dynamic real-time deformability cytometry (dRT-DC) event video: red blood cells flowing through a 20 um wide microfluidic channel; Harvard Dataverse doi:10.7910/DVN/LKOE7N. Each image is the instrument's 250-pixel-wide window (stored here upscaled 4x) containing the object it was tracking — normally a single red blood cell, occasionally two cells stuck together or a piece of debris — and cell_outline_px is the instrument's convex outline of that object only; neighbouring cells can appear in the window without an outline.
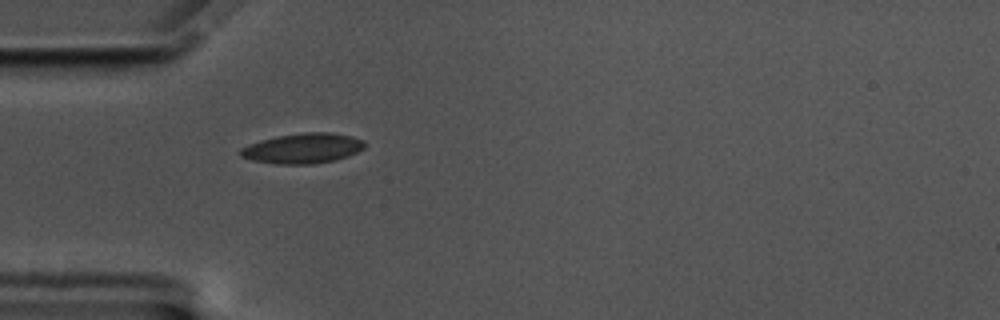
{"species": "common noctule bat (a hibernating species)", "species_latin": "Nyctalus noctula", "temperature_condition": "cold", "stored_images_in_passage": 42, "camera_frame_rate_fps": 3000, "um_per_image_px": 0.085, "animal": {"sex": "male", "body_mass_g": 17.5, "forearm_length_mm": 52.3}, "frame": {"image": 1, "passage_image": 1, "time_ms": 0.0, "image_size_px": [1000, 320], "cell_outline_px": [[364, 148], [348, 156], [336, 160], [312, 164], [280, 164], [252, 160], [240, 156], [240, 148], [248, 144], [260, 140], [276, 136], [304, 132], [332, 132], [352, 136], [364, 140]], "centroid_in_image_um": [25.74, 12.6], "position_along_channel_um": 59.3, "area_um2": 21.91}}
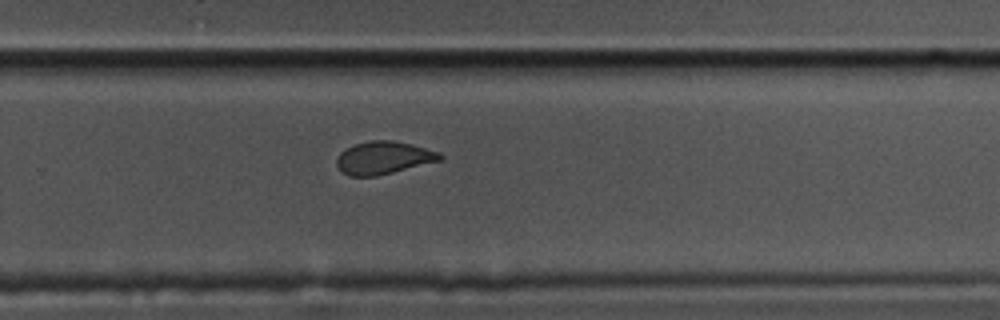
{"frame": {"image": 2, "passage_image": 22, "time_ms": 7.0, "image_size_px": [1000, 320], "cell_outline_px": [[444, 160], [376, 176], [348, 176], [336, 164], [336, 160], [340, 152], [352, 144], [372, 140], [392, 140], [412, 144], [440, 152], [444, 156]], "centroid_in_image_um": [32.64, 13.4], "position_along_channel_um": 297.2, "area_um2": 19.88}}
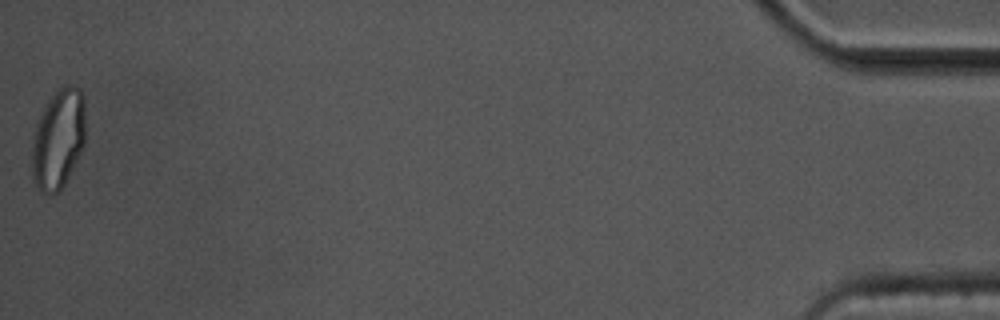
{"frame": {"image": 3, "passage_image": 42, "time_ms": 13.667, "image_size_px": [1000, 320], "cell_outline_px": [[84, 144], [60, 192], [52, 196], [40, 192], [32, 180], [32, 136], [36, 120], [44, 104], [64, 84], [72, 84], [80, 88], [84, 96]], "centroid_in_image_um": [4.91, 11.81], "position_along_channel_um": 430.3, "area_um2": 31.67}, "authors_computed_cell_mechanics": {"area_um2": 20.6346, "velocity_mm_per_s": 3.4434, "shape_relaxation_time_tau1_ms": 6.5971, "shape_relaxation_time_tau2_ms": 1.9326, "deformation_change_tau1": 0.1487, "deformation_change_tau2": 0.0543}}